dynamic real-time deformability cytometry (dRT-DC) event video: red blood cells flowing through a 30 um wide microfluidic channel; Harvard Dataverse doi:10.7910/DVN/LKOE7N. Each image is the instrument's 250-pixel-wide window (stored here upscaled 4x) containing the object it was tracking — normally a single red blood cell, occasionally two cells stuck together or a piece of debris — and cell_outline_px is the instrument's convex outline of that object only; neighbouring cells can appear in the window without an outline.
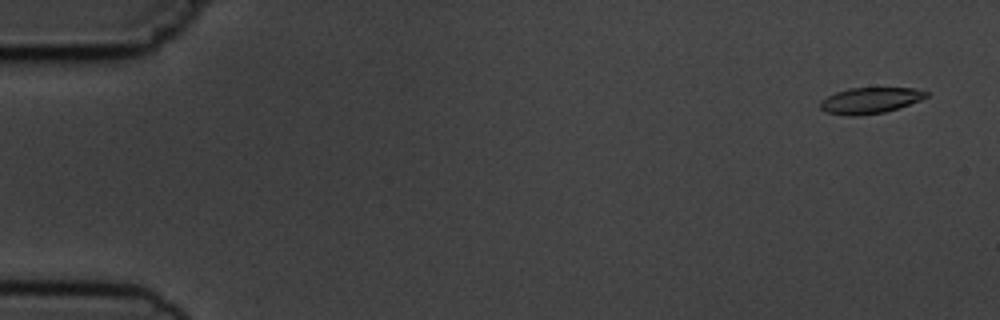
{"species": "common noctule bat (a hibernating species)", "species_latin": "Nyctalus noctula", "temperature_condition": "cold", "stored_images_in_passage": 4, "camera_frame_rate_fps": 3000, "um_per_image_px": 0.085, "animal": {"sex": "male", "body_mass_g": 19.5, "forearm_length_mm": 54.6}, "frame": {"image": 1, "passage_image": 1, "time_ms": 0.0, "image_size_px": [1000, 320], "cell_outline_px": [[928, 96], [920, 100], [884, 112], [856, 116], [848, 116], [824, 112], [820, 108], [820, 100], [836, 92], [848, 88], [916, 88], [928, 92]], "centroid_in_image_um": [73.92, 8.54], "position_along_channel_um": 11.1, "area_um2": 16.01}}
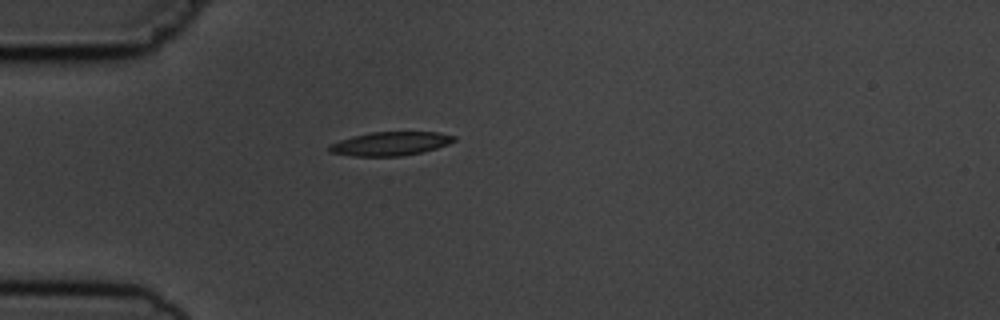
{"frame": {"image": 2, "passage_image": 4, "time_ms": 4.333, "image_size_px": [1000, 320], "cell_outline_px": [[456, 140], [448, 144], [436, 148], [420, 152], [400, 156], [352, 156], [332, 152], [328, 148], [328, 144], [352, 136], [372, 132], [436, 132], [456, 136]], "centroid_in_image_um": [33.17, 12.2], "position_along_channel_um": 51.8, "area_um2": 17.11}}